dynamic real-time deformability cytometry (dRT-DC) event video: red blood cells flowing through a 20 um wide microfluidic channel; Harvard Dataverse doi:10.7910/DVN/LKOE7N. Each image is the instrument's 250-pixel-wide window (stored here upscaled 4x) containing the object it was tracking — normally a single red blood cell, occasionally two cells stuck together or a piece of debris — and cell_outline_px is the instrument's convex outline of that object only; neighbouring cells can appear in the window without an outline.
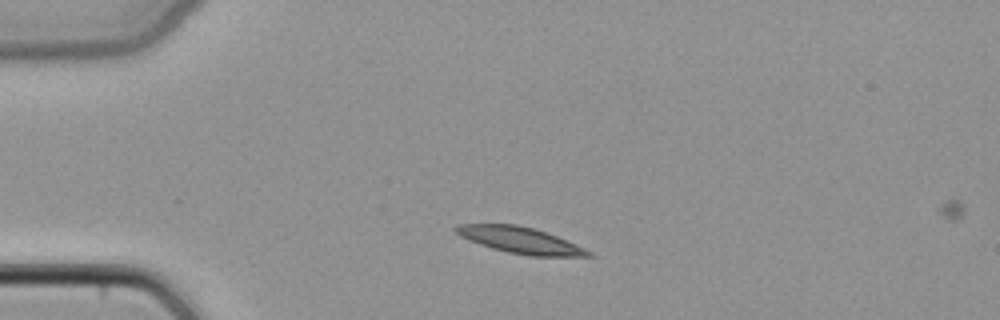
{"species": "common noctule bat (a hibernating species)", "species_latin": "Nyctalus noctula", "temperature_condition": "cold", "stored_images_in_passage": 4, "camera_frame_rate_fps": 3000, "um_per_image_px": 0.085, "animal": {"sex": "female", "body_mass_g": 22.7, "forearm_length_mm": 54.2}, "frame": {"image": 1, "passage_image": 1, "time_ms": 0.0, "image_size_px": [1000, 320], "cell_outline_px": [[596, 256], [528, 256], [508, 252], [492, 248], [468, 240], [460, 236], [452, 228], [456, 224], [516, 224], [536, 228], [556, 236], [584, 248], [592, 252]], "centroid_in_image_um": [44.19, 20.41], "position_along_channel_um": 40.8, "area_um2": 20.29}}